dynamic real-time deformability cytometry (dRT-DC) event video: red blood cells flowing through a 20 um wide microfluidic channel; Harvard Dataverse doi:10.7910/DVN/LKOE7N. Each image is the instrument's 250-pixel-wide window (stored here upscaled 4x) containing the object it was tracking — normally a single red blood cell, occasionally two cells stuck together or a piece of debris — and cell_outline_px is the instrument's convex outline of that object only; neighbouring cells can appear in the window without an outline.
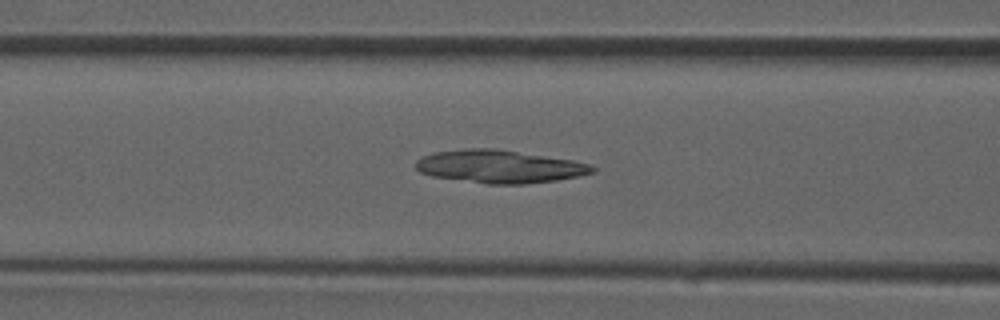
{"species": "common noctule bat (a hibernating species)", "species_latin": "Nyctalus noctula", "temperature_condition": "room temperature", "stored_images_in_passage": 39, "camera_frame_rate_fps": 3000, "um_per_image_px": 0.085, "animal": {"sex": "male", "forearm_length_mm": 52.5}, "frame": {"image": 1, "passage_image": 16, "time_ms": 5.0, "image_size_px": [1000, 320], "cell_outline_px": [[596, 172], [580, 176], [556, 180], [524, 184], [484, 184], [432, 176], [420, 172], [416, 168], [416, 160], [420, 156], [432, 152], [468, 148], [496, 148], [572, 160], [588, 164], [596, 168]], "centroid_in_image_um": [42.43, 14.15], "position_along_channel_um": 124.2, "area_um2": 34.1}}
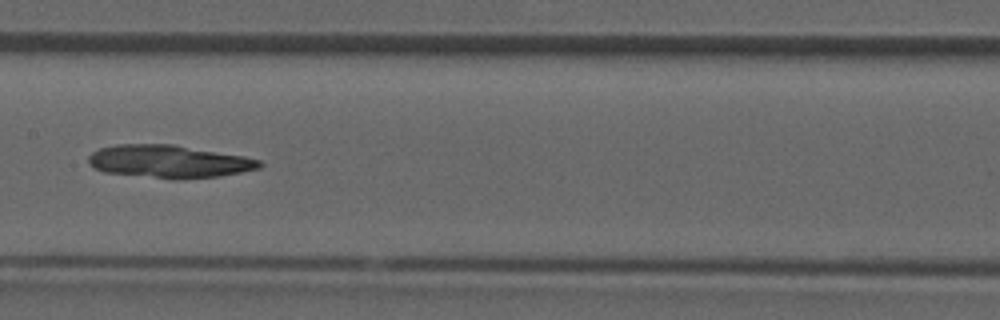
{"frame": {"image": 2, "passage_image": 20, "time_ms": 6.333, "image_size_px": [1000, 320], "cell_outline_px": [[264, 164], [260, 168], [220, 176], [176, 180], [104, 172], [92, 168], [88, 164], [88, 156], [92, 152], [100, 148], [116, 144], [172, 144], [244, 156], [260, 160]], "centroid_in_image_um": [14.33, 13.73], "position_along_channel_um": 193.1, "area_um2": 32.95}}
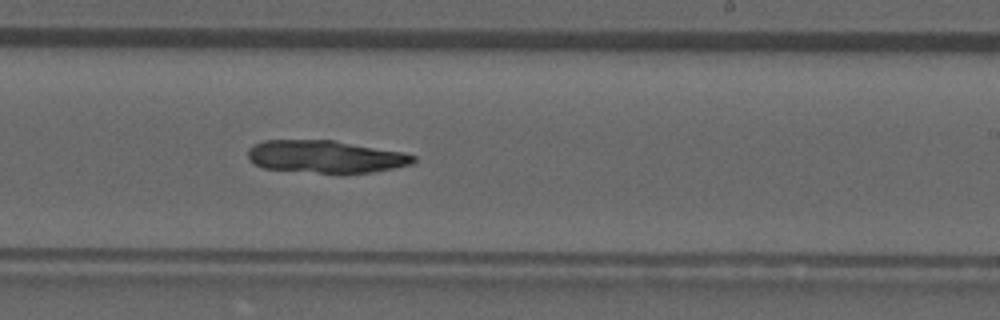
{"frame": {"image": 3, "passage_image": 24, "time_ms": 7.667, "image_size_px": [1000, 320], "cell_outline_px": [[416, 160], [412, 164], [372, 172], [340, 176], [264, 168], [248, 160], [248, 148], [252, 144], [264, 140], [336, 140], [404, 152], [416, 156]], "centroid_in_image_um": [27.68, 13.34], "position_along_channel_um": 261.3, "area_um2": 32.43}}